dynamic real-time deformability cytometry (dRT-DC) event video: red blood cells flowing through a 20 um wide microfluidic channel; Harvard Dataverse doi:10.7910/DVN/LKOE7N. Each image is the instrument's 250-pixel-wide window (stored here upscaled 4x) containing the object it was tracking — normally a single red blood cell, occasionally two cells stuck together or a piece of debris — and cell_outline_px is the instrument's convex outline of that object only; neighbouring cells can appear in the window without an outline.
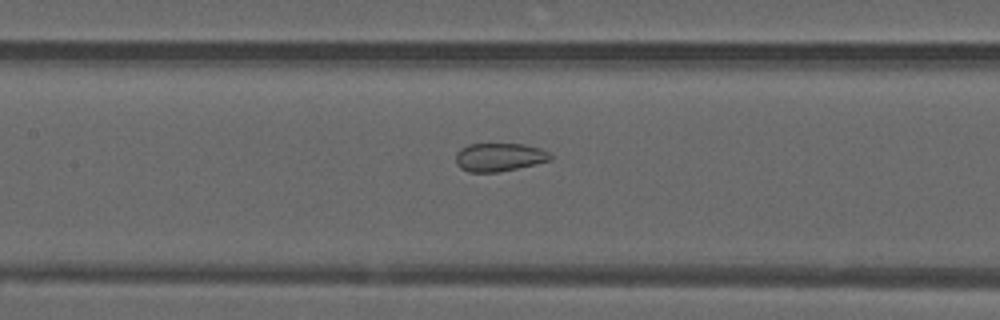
{"species": "common noctule bat (a hibernating species)", "species_latin": "Nyctalus noctula", "temperature_condition": "warm", "stored_images_in_passage": 52, "camera_frame_rate_fps": 3000, "um_per_image_px": 0.085, "animal": {"sex": "male", "forearm_length_mm": 52.5}, "frame": {"image": 1, "passage_image": 24, "time_ms": 7.667, "image_size_px": [1000, 320], "cell_outline_px": [[552, 160], [536, 164], [496, 172], [468, 172], [460, 168], [456, 164], [456, 152], [460, 148], [468, 144], [524, 144], [540, 148], [548, 152], [552, 156]], "centroid_in_image_um": [42.42, 13.35], "position_along_channel_um": 165.0, "area_um2": 15.66}}
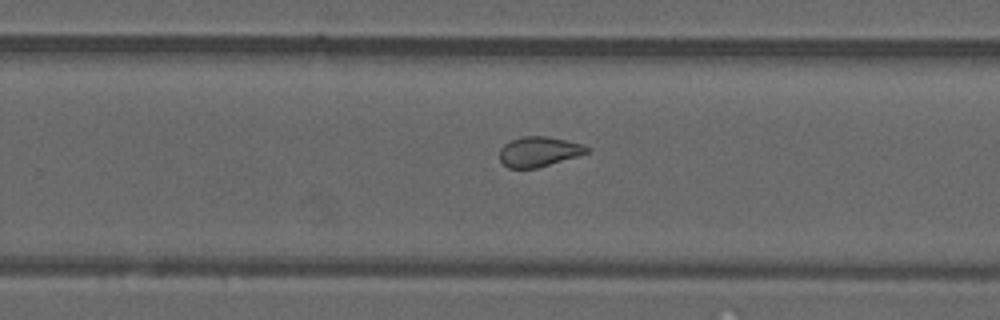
{"frame": {"image": 2, "passage_image": 33, "time_ms": 10.667, "image_size_px": [1000, 320], "cell_outline_px": [[588, 152], [576, 156], [536, 168], [508, 168], [500, 160], [500, 148], [504, 144], [512, 140], [524, 136], [548, 136], [584, 144], [588, 148]], "centroid_in_image_um": [45.78, 12.88], "position_along_channel_um": 284.0, "area_um2": 15.03}}
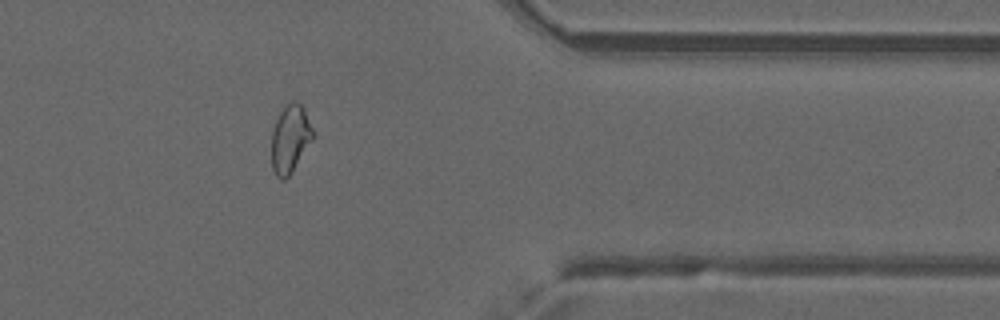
{"frame": {"image": 3, "passage_image": 42, "time_ms": 13.667, "image_size_px": [1000, 320], "cell_outline_px": [[312, 140], [292, 172], [284, 180], [280, 180], [276, 176], [272, 168], [272, 132], [276, 120], [280, 112], [292, 100], [300, 104], [304, 108], [312, 128]], "centroid_in_image_um": [24.65, 11.82], "position_along_channel_um": 386.8, "area_um2": 16.07}}